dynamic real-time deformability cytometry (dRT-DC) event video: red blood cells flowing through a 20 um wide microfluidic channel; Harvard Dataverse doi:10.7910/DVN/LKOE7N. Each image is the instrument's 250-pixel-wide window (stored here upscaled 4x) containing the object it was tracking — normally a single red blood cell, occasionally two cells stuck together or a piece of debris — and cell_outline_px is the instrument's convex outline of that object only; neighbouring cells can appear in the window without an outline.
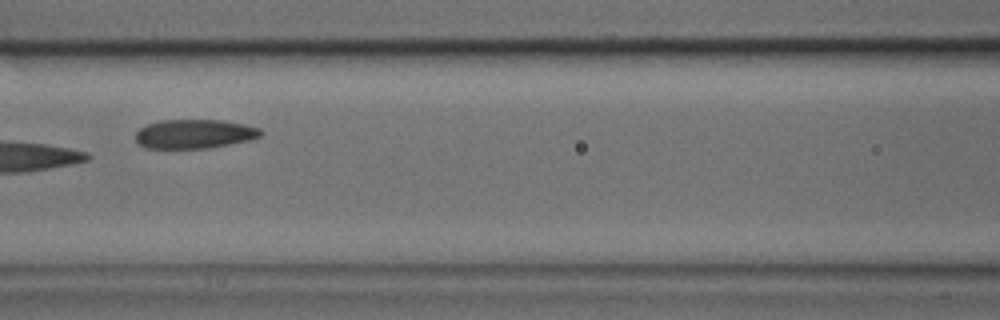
{"species": "common noctule bat (a hibernating species)", "species_latin": "Nyctalus noctula", "temperature_condition": "cold", "stored_images_in_passage": 6, "camera_frame_rate_fps": 3000, "um_per_image_px": 0.085, "animal": {"sex": "male", "body_mass_g": 17.9, "forearm_length_mm": 54.2}, "frame": {"image": 1, "passage_image": 5, "time_ms": 1.333, "image_size_px": [1000, 320], "cell_outline_px": [[264, 132], [260, 136], [248, 140], [228, 144], [204, 148], [144, 148], [136, 140], [136, 132], [140, 128], [148, 124], [160, 120], [224, 120], [244, 124], [260, 128]], "centroid_in_image_um": [16.52, 11.37], "position_along_channel_um": 150.1, "area_um2": 21.1}}